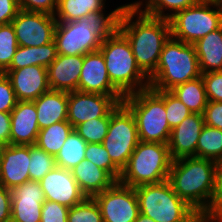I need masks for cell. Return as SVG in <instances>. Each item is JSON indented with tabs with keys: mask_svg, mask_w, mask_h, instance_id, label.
<instances>
[{
	"mask_svg": "<svg viewBox=\"0 0 222 222\" xmlns=\"http://www.w3.org/2000/svg\"><path fill=\"white\" fill-rule=\"evenodd\" d=\"M118 30L129 41L137 65L149 77L156 70L164 44L171 37L169 19L152 17L135 5H126Z\"/></svg>",
	"mask_w": 222,
	"mask_h": 222,
	"instance_id": "1",
	"label": "cell"
},
{
	"mask_svg": "<svg viewBox=\"0 0 222 222\" xmlns=\"http://www.w3.org/2000/svg\"><path fill=\"white\" fill-rule=\"evenodd\" d=\"M125 6H117L109 14L107 10L97 11L74 21L57 22L54 33L57 54L86 55L98 51L104 40L118 30Z\"/></svg>",
	"mask_w": 222,
	"mask_h": 222,
	"instance_id": "2",
	"label": "cell"
},
{
	"mask_svg": "<svg viewBox=\"0 0 222 222\" xmlns=\"http://www.w3.org/2000/svg\"><path fill=\"white\" fill-rule=\"evenodd\" d=\"M216 162L199 157L172 160L168 181L174 192L199 214L209 206L214 190Z\"/></svg>",
	"mask_w": 222,
	"mask_h": 222,
	"instance_id": "3",
	"label": "cell"
},
{
	"mask_svg": "<svg viewBox=\"0 0 222 222\" xmlns=\"http://www.w3.org/2000/svg\"><path fill=\"white\" fill-rule=\"evenodd\" d=\"M99 51L112 85L123 96L149 88V77L137 65L129 41L119 30L104 40Z\"/></svg>",
	"mask_w": 222,
	"mask_h": 222,
	"instance_id": "4",
	"label": "cell"
},
{
	"mask_svg": "<svg viewBox=\"0 0 222 222\" xmlns=\"http://www.w3.org/2000/svg\"><path fill=\"white\" fill-rule=\"evenodd\" d=\"M199 76L201 72L194 44L170 37L161 51L156 70L149 76V87L170 91Z\"/></svg>",
	"mask_w": 222,
	"mask_h": 222,
	"instance_id": "5",
	"label": "cell"
},
{
	"mask_svg": "<svg viewBox=\"0 0 222 222\" xmlns=\"http://www.w3.org/2000/svg\"><path fill=\"white\" fill-rule=\"evenodd\" d=\"M122 103L135 118L140 141L168 144L172 129L166 119L165 91L149 87L124 96Z\"/></svg>",
	"mask_w": 222,
	"mask_h": 222,
	"instance_id": "6",
	"label": "cell"
},
{
	"mask_svg": "<svg viewBox=\"0 0 222 222\" xmlns=\"http://www.w3.org/2000/svg\"><path fill=\"white\" fill-rule=\"evenodd\" d=\"M171 163L168 144L140 141L121 170L119 182L133 188L161 183L168 180Z\"/></svg>",
	"mask_w": 222,
	"mask_h": 222,
	"instance_id": "7",
	"label": "cell"
},
{
	"mask_svg": "<svg viewBox=\"0 0 222 222\" xmlns=\"http://www.w3.org/2000/svg\"><path fill=\"white\" fill-rule=\"evenodd\" d=\"M139 212L155 222H191L199 213L173 190L168 180L135 187Z\"/></svg>",
	"mask_w": 222,
	"mask_h": 222,
	"instance_id": "8",
	"label": "cell"
},
{
	"mask_svg": "<svg viewBox=\"0 0 222 222\" xmlns=\"http://www.w3.org/2000/svg\"><path fill=\"white\" fill-rule=\"evenodd\" d=\"M169 22L172 38L194 44L222 26V7L195 4L176 12Z\"/></svg>",
	"mask_w": 222,
	"mask_h": 222,
	"instance_id": "9",
	"label": "cell"
},
{
	"mask_svg": "<svg viewBox=\"0 0 222 222\" xmlns=\"http://www.w3.org/2000/svg\"><path fill=\"white\" fill-rule=\"evenodd\" d=\"M140 142L135 118L122 103L111 109V117L107 135L103 145L112 162L122 170L128 163L134 149Z\"/></svg>",
	"mask_w": 222,
	"mask_h": 222,
	"instance_id": "10",
	"label": "cell"
},
{
	"mask_svg": "<svg viewBox=\"0 0 222 222\" xmlns=\"http://www.w3.org/2000/svg\"><path fill=\"white\" fill-rule=\"evenodd\" d=\"M93 198L100 208L103 222H134L140 213L135 188L119 181Z\"/></svg>",
	"mask_w": 222,
	"mask_h": 222,
	"instance_id": "11",
	"label": "cell"
},
{
	"mask_svg": "<svg viewBox=\"0 0 222 222\" xmlns=\"http://www.w3.org/2000/svg\"><path fill=\"white\" fill-rule=\"evenodd\" d=\"M11 24L18 46H43L54 41L57 20L53 15L19 10Z\"/></svg>",
	"mask_w": 222,
	"mask_h": 222,
	"instance_id": "12",
	"label": "cell"
},
{
	"mask_svg": "<svg viewBox=\"0 0 222 222\" xmlns=\"http://www.w3.org/2000/svg\"><path fill=\"white\" fill-rule=\"evenodd\" d=\"M123 95H103L79 90L68 92L67 121L75 128L88 120L104 117Z\"/></svg>",
	"mask_w": 222,
	"mask_h": 222,
	"instance_id": "13",
	"label": "cell"
},
{
	"mask_svg": "<svg viewBox=\"0 0 222 222\" xmlns=\"http://www.w3.org/2000/svg\"><path fill=\"white\" fill-rule=\"evenodd\" d=\"M39 183L47 201H54L70 208L86 198L71 170L56 166Z\"/></svg>",
	"mask_w": 222,
	"mask_h": 222,
	"instance_id": "14",
	"label": "cell"
},
{
	"mask_svg": "<svg viewBox=\"0 0 222 222\" xmlns=\"http://www.w3.org/2000/svg\"><path fill=\"white\" fill-rule=\"evenodd\" d=\"M11 222H41L44 193L39 181H27L11 189Z\"/></svg>",
	"mask_w": 222,
	"mask_h": 222,
	"instance_id": "15",
	"label": "cell"
},
{
	"mask_svg": "<svg viewBox=\"0 0 222 222\" xmlns=\"http://www.w3.org/2000/svg\"><path fill=\"white\" fill-rule=\"evenodd\" d=\"M30 145L2 146L0 156V185L7 189L30 181Z\"/></svg>",
	"mask_w": 222,
	"mask_h": 222,
	"instance_id": "16",
	"label": "cell"
},
{
	"mask_svg": "<svg viewBox=\"0 0 222 222\" xmlns=\"http://www.w3.org/2000/svg\"><path fill=\"white\" fill-rule=\"evenodd\" d=\"M10 79L18 101H34L50 90L47 68L30 65L4 72Z\"/></svg>",
	"mask_w": 222,
	"mask_h": 222,
	"instance_id": "17",
	"label": "cell"
},
{
	"mask_svg": "<svg viewBox=\"0 0 222 222\" xmlns=\"http://www.w3.org/2000/svg\"><path fill=\"white\" fill-rule=\"evenodd\" d=\"M78 90L103 95H122L112 85L104 57L99 50L84 55Z\"/></svg>",
	"mask_w": 222,
	"mask_h": 222,
	"instance_id": "18",
	"label": "cell"
},
{
	"mask_svg": "<svg viewBox=\"0 0 222 222\" xmlns=\"http://www.w3.org/2000/svg\"><path fill=\"white\" fill-rule=\"evenodd\" d=\"M204 125L203 114L191 113L171 130L168 148L172 160L196 157L197 142Z\"/></svg>",
	"mask_w": 222,
	"mask_h": 222,
	"instance_id": "19",
	"label": "cell"
},
{
	"mask_svg": "<svg viewBox=\"0 0 222 222\" xmlns=\"http://www.w3.org/2000/svg\"><path fill=\"white\" fill-rule=\"evenodd\" d=\"M10 144L34 145L40 131L34 101H18L11 111Z\"/></svg>",
	"mask_w": 222,
	"mask_h": 222,
	"instance_id": "20",
	"label": "cell"
},
{
	"mask_svg": "<svg viewBox=\"0 0 222 222\" xmlns=\"http://www.w3.org/2000/svg\"><path fill=\"white\" fill-rule=\"evenodd\" d=\"M84 55L57 54L47 67L48 83L51 90L71 92L78 90Z\"/></svg>",
	"mask_w": 222,
	"mask_h": 222,
	"instance_id": "21",
	"label": "cell"
},
{
	"mask_svg": "<svg viewBox=\"0 0 222 222\" xmlns=\"http://www.w3.org/2000/svg\"><path fill=\"white\" fill-rule=\"evenodd\" d=\"M71 173L82 193L89 198L110 188L116 182L106 170L99 168L87 159L72 168Z\"/></svg>",
	"mask_w": 222,
	"mask_h": 222,
	"instance_id": "22",
	"label": "cell"
},
{
	"mask_svg": "<svg viewBox=\"0 0 222 222\" xmlns=\"http://www.w3.org/2000/svg\"><path fill=\"white\" fill-rule=\"evenodd\" d=\"M34 104L40 130L67 120L68 92L50 89L34 100Z\"/></svg>",
	"mask_w": 222,
	"mask_h": 222,
	"instance_id": "23",
	"label": "cell"
},
{
	"mask_svg": "<svg viewBox=\"0 0 222 222\" xmlns=\"http://www.w3.org/2000/svg\"><path fill=\"white\" fill-rule=\"evenodd\" d=\"M201 74L222 71V26L194 43Z\"/></svg>",
	"mask_w": 222,
	"mask_h": 222,
	"instance_id": "24",
	"label": "cell"
},
{
	"mask_svg": "<svg viewBox=\"0 0 222 222\" xmlns=\"http://www.w3.org/2000/svg\"><path fill=\"white\" fill-rule=\"evenodd\" d=\"M57 57L55 41L43 46H18L12 63L7 70L20 69L30 65L47 68Z\"/></svg>",
	"mask_w": 222,
	"mask_h": 222,
	"instance_id": "25",
	"label": "cell"
},
{
	"mask_svg": "<svg viewBox=\"0 0 222 222\" xmlns=\"http://www.w3.org/2000/svg\"><path fill=\"white\" fill-rule=\"evenodd\" d=\"M192 113L203 114L208 98L202 76L179 84L170 90Z\"/></svg>",
	"mask_w": 222,
	"mask_h": 222,
	"instance_id": "26",
	"label": "cell"
},
{
	"mask_svg": "<svg viewBox=\"0 0 222 222\" xmlns=\"http://www.w3.org/2000/svg\"><path fill=\"white\" fill-rule=\"evenodd\" d=\"M106 0H58L55 14L57 22H69L91 12L104 11Z\"/></svg>",
	"mask_w": 222,
	"mask_h": 222,
	"instance_id": "27",
	"label": "cell"
},
{
	"mask_svg": "<svg viewBox=\"0 0 222 222\" xmlns=\"http://www.w3.org/2000/svg\"><path fill=\"white\" fill-rule=\"evenodd\" d=\"M87 142L73 129L55 156L56 166L72 170L85 159Z\"/></svg>",
	"mask_w": 222,
	"mask_h": 222,
	"instance_id": "28",
	"label": "cell"
},
{
	"mask_svg": "<svg viewBox=\"0 0 222 222\" xmlns=\"http://www.w3.org/2000/svg\"><path fill=\"white\" fill-rule=\"evenodd\" d=\"M73 129L67 120L54 123L39 131L35 145L47 154L56 156Z\"/></svg>",
	"mask_w": 222,
	"mask_h": 222,
	"instance_id": "29",
	"label": "cell"
},
{
	"mask_svg": "<svg viewBox=\"0 0 222 222\" xmlns=\"http://www.w3.org/2000/svg\"><path fill=\"white\" fill-rule=\"evenodd\" d=\"M195 4L194 0H135L126 3V5H135L146 15L165 19H170L176 12Z\"/></svg>",
	"mask_w": 222,
	"mask_h": 222,
	"instance_id": "30",
	"label": "cell"
},
{
	"mask_svg": "<svg viewBox=\"0 0 222 222\" xmlns=\"http://www.w3.org/2000/svg\"><path fill=\"white\" fill-rule=\"evenodd\" d=\"M196 157L213 160H222V130L204 125L198 138Z\"/></svg>",
	"mask_w": 222,
	"mask_h": 222,
	"instance_id": "31",
	"label": "cell"
},
{
	"mask_svg": "<svg viewBox=\"0 0 222 222\" xmlns=\"http://www.w3.org/2000/svg\"><path fill=\"white\" fill-rule=\"evenodd\" d=\"M111 110L104 116L94 118L77 125L74 130L87 143H103L109 128Z\"/></svg>",
	"mask_w": 222,
	"mask_h": 222,
	"instance_id": "32",
	"label": "cell"
},
{
	"mask_svg": "<svg viewBox=\"0 0 222 222\" xmlns=\"http://www.w3.org/2000/svg\"><path fill=\"white\" fill-rule=\"evenodd\" d=\"M56 167L55 156L47 154L37 145H30V181H40L48 172Z\"/></svg>",
	"mask_w": 222,
	"mask_h": 222,
	"instance_id": "33",
	"label": "cell"
},
{
	"mask_svg": "<svg viewBox=\"0 0 222 222\" xmlns=\"http://www.w3.org/2000/svg\"><path fill=\"white\" fill-rule=\"evenodd\" d=\"M17 48L13 25H0V73H4L10 67Z\"/></svg>",
	"mask_w": 222,
	"mask_h": 222,
	"instance_id": "34",
	"label": "cell"
},
{
	"mask_svg": "<svg viewBox=\"0 0 222 222\" xmlns=\"http://www.w3.org/2000/svg\"><path fill=\"white\" fill-rule=\"evenodd\" d=\"M85 159L106 170L116 181H119L121 170L112 162L102 143H87Z\"/></svg>",
	"mask_w": 222,
	"mask_h": 222,
	"instance_id": "35",
	"label": "cell"
},
{
	"mask_svg": "<svg viewBox=\"0 0 222 222\" xmlns=\"http://www.w3.org/2000/svg\"><path fill=\"white\" fill-rule=\"evenodd\" d=\"M67 222H103V217L94 198L86 197L69 208Z\"/></svg>",
	"mask_w": 222,
	"mask_h": 222,
	"instance_id": "36",
	"label": "cell"
},
{
	"mask_svg": "<svg viewBox=\"0 0 222 222\" xmlns=\"http://www.w3.org/2000/svg\"><path fill=\"white\" fill-rule=\"evenodd\" d=\"M202 216L207 222H222V160L216 162L213 195Z\"/></svg>",
	"mask_w": 222,
	"mask_h": 222,
	"instance_id": "37",
	"label": "cell"
},
{
	"mask_svg": "<svg viewBox=\"0 0 222 222\" xmlns=\"http://www.w3.org/2000/svg\"><path fill=\"white\" fill-rule=\"evenodd\" d=\"M165 109L166 119L171 129L192 113L171 91H165Z\"/></svg>",
	"mask_w": 222,
	"mask_h": 222,
	"instance_id": "38",
	"label": "cell"
},
{
	"mask_svg": "<svg viewBox=\"0 0 222 222\" xmlns=\"http://www.w3.org/2000/svg\"><path fill=\"white\" fill-rule=\"evenodd\" d=\"M17 102L10 79L6 74L0 73V111L11 113Z\"/></svg>",
	"mask_w": 222,
	"mask_h": 222,
	"instance_id": "39",
	"label": "cell"
},
{
	"mask_svg": "<svg viewBox=\"0 0 222 222\" xmlns=\"http://www.w3.org/2000/svg\"><path fill=\"white\" fill-rule=\"evenodd\" d=\"M69 207L54 201L42 204L41 222H67Z\"/></svg>",
	"mask_w": 222,
	"mask_h": 222,
	"instance_id": "40",
	"label": "cell"
},
{
	"mask_svg": "<svg viewBox=\"0 0 222 222\" xmlns=\"http://www.w3.org/2000/svg\"><path fill=\"white\" fill-rule=\"evenodd\" d=\"M208 101L222 102V71L201 74Z\"/></svg>",
	"mask_w": 222,
	"mask_h": 222,
	"instance_id": "41",
	"label": "cell"
},
{
	"mask_svg": "<svg viewBox=\"0 0 222 222\" xmlns=\"http://www.w3.org/2000/svg\"><path fill=\"white\" fill-rule=\"evenodd\" d=\"M58 0H19L20 10L41 12L55 16Z\"/></svg>",
	"mask_w": 222,
	"mask_h": 222,
	"instance_id": "42",
	"label": "cell"
},
{
	"mask_svg": "<svg viewBox=\"0 0 222 222\" xmlns=\"http://www.w3.org/2000/svg\"><path fill=\"white\" fill-rule=\"evenodd\" d=\"M203 117L206 125L222 130V102L208 101Z\"/></svg>",
	"mask_w": 222,
	"mask_h": 222,
	"instance_id": "43",
	"label": "cell"
},
{
	"mask_svg": "<svg viewBox=\"0 0 222 222\" xmlns=\"http://www.w3.org/2000/svg\"><path fill=\"white\" fill-rule=\"evenodd\" d=\"M19 10V0H0V25L10 24Z\"/></svg>",
	"mask_w": 222,
	"mask_h": 222,
	"instance_id": "44",
	"label": "cell"
},
{
	"mask_svg": "<svg viewBox=\"0 0 222 222\" xmlns=\"http://www.w3.org/2000/svg\"><path fill=\"white\" fill-rule=\"evenodd\" d=\"M11 190L0 185V222H11Z\"/></svg>",
	"mask_w": 222,
	"mask_h": 222,
	"instance_id": "45",
	"label": "cell"
},
{
	"mask_svg": "<svg viewBox=\"0 0 222 222\" xmlns=\"http://www.w3.org/2000/svg\"><path fill=\"white\" fill-rule=\"evenodd\" d=\"M11 114L0 111V146L10 144Z\"/></svg>",
	"mask_w": 222,
	"mask_h": 222,
	"instance_id": "46",
	"label": "cell"
},
{
	"mask_svg": "<svg viewBox=\"0 0 222 222\" xmlns=\"http://www.w3.org/2000/svg\"><path fill=\"white\" fill-rule=\"evenodd\" d=\"M196 4H210L222 7V0H194Z\"/></svg>",
	"mask_w": 222,
	"mask_h": 222,
	"instance_id": "47",
	"label": "cell"
},
{
	"mask_svg": "<svg viewBox=\"0 0 222 222\" xmlns=\"http://www.w3.org/2000/svg\"><path fill=\"white\" fill-rule=\"evenodd\" d=\"M134 222H155L153 219L150 217H147L143 215L142 213H139L137 216V219Z\"/></svg>",
	"mask_w": 222,
	"mask_h": 222,
	"instance_id": "48",
	"label": "cell"
},
{
	"mask_svg": "<svg viewBox=\"0 0 222 222\" xmlns=\"http://www.w3.org/2000/svg\"><path fill=\"white\" fill-rule=\"evenodd\" d=\"M191 222H207L202 214H198Z\"/></svg>",
	"mask_w": 222,
	"mask_h": 222,
	"instance_id": "49",
	"label": "cell"
}]
</instances>
